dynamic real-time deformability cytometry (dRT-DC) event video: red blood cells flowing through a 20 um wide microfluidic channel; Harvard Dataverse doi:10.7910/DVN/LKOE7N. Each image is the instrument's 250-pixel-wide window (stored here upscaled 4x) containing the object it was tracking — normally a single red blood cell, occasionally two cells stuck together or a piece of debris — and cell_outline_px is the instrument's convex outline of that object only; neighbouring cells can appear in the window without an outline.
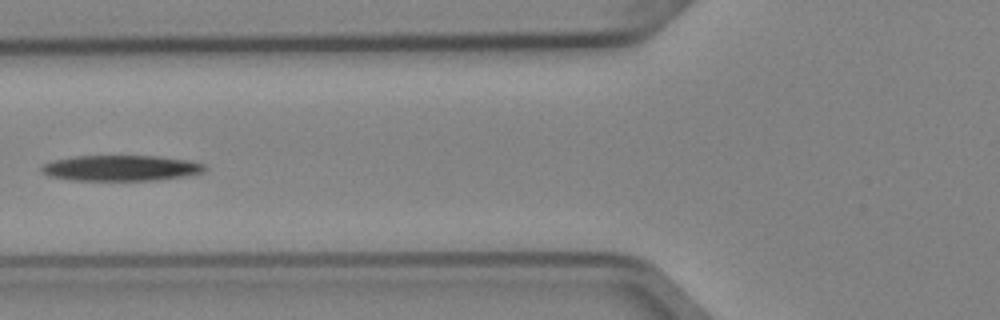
{"species": "Egyptian fruit bat (a non-hibernating species)", "species_latin": "Rousettus aegyptiacus", "temperature_condition": "cold", "stored_images_in_passage": 7, "camera_frame_rate_fps": 3000, "um_per_image_px": 0.085, "animal": {"sex": "female"}, "frame": {"image": 1, "passage_image": 6, "time_ms": 1.667, "image_size_px": [1000, 320], "cell_outline_px": [[208, 168], [204, 172], [188, 176], [160, 180], [72, 180], [52, 176], [40, 172], [40, 168], [44, 164], [56, 160], [76, 156], [156, 156], [188, 160], [204, 164]], "centroid_in_image_um": [10.35, 14.29], "position_along_channel_um": 115.5, "area_um2": 24.39}}
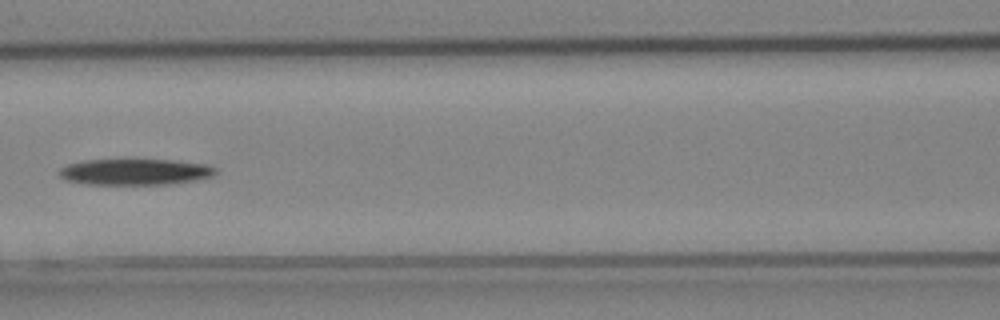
{"frame": {"image": 2, "passage_image": 7, "time_ms": 2.0, "image_size_px": [1000, 320], "cell_outline_px": [[216, 172], [212, 176], [192, 180], [168, 184], [84, 184], [64, 180], [60, 176], [60, 168], [68, 164], [84, 160], [172, 160], [212, 164], [216, 168]], "centroid_in_image_um": [11.48, 14.6], "position_along_channel_um": 155.1, "area_um2": 23.76}}